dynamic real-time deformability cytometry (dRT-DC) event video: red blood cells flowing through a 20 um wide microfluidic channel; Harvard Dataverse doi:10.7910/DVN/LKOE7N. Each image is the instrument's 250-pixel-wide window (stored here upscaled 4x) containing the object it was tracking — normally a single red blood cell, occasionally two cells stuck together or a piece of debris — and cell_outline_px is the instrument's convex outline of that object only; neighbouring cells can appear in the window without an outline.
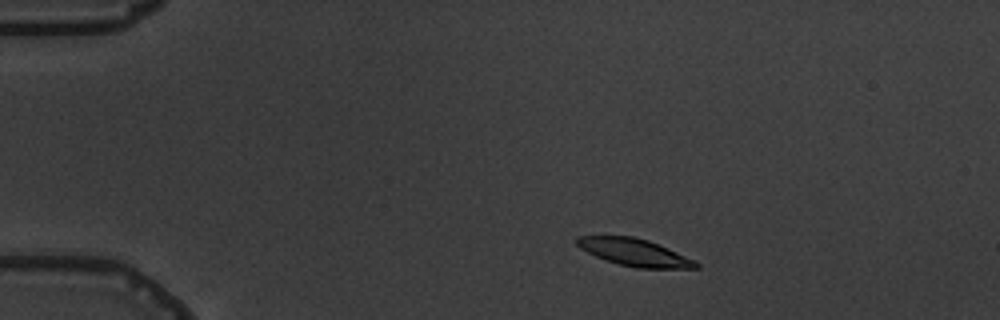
{"species": "common noctule bat (a hibernating species)", "species_latin": "Nyctalus noctula", "temperature_condition": "warm", "stored_images_in_passage": 3, "camera_frame_rate_fps": 3000, "um_per_image_px": 0.085, "animal": {"sex": "male", "body_mass_g": 19.5, "forearm_length_mm": 54.6}, "frame": {"image": 1, "passage_image": 1, "time_ms": 0.0, "image_size_px": [1000, 320], "cell_outline_px": [[700, 268], [636, 268], [604, 260], [580, 248], [576, 244], [576, 236], [632, 236], [648, 240], [696, 260], [700, 264]], "centroid_in_image_um": [53.94, 21.45], "position_along_channel_um": 31.1, "area_um2": 18.84}}